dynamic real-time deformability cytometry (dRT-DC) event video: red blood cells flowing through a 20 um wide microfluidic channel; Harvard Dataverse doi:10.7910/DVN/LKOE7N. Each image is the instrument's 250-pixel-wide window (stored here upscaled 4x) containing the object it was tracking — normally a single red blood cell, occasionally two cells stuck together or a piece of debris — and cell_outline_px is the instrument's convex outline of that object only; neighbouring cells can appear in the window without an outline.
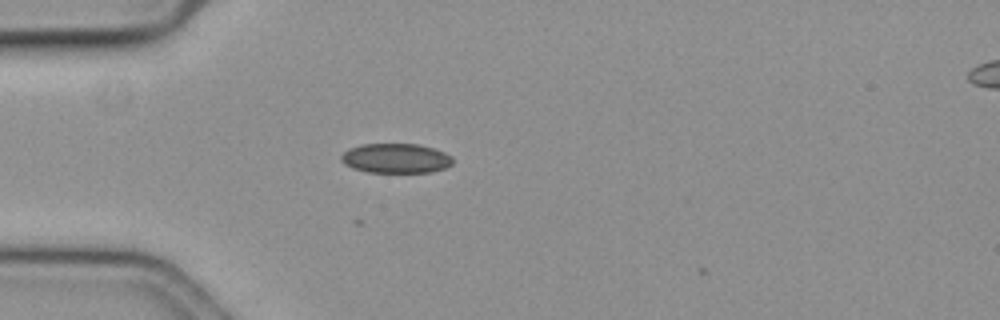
{"species": "common noctule bat (a hibernating species)", "species_latin": "Nyctalus noctula", "temperature_condition": "cold", "stored_images_in_passage": 6, "camera_frame_rate_fps": 3000, "um_per_image_px": 0.085, "animal": {"sex": "female", "body_mass_g": 19.3, "forearm_length_mm": 54.1}, "frame": {"image": 1, "passage_image": 5, "time_ms": 1.333, "image_size_px": [1000, 320], "cell_outline_px": [[452, 164], [444, 168], [432, 172], [368, 172], [352, 168], [344, 164], [340, 160], [340, 156], [348, 148], [360, 144], [420, 144], [444, 152], [452, 156]], "centroid_in_image_um": [33.61, 13.45], "position_along_channel_um": 51.4, "area_um2": 19.36}}